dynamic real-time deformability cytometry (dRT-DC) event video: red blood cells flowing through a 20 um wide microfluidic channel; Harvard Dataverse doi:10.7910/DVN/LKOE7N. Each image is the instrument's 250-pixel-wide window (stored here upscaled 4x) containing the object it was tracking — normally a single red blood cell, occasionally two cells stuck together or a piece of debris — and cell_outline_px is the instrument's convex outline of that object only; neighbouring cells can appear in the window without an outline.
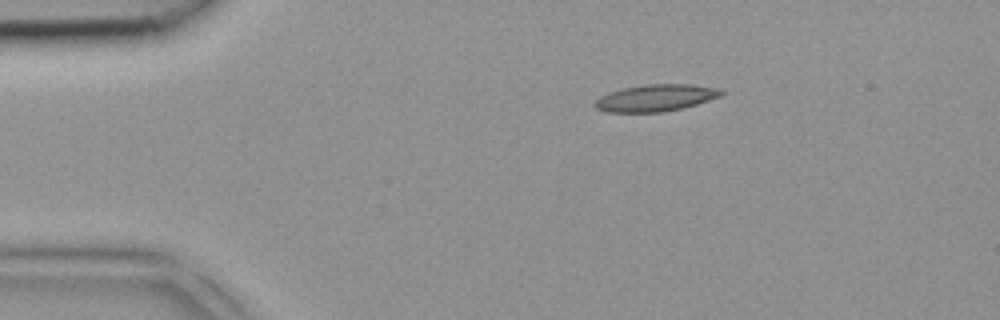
{"species": "common noctule bat (a hibernating species)", "species_latin": "Nyctalus noctula", "temperature_condition": "room temperature", "stored_images_in_passage": 2, "camera_frame_rate_fps": 3000, "um_per_image_px": 0.085, "animal": {"sex": "female", "body_mass_g": 18.4}, "frame": {"image": 1, "passage_image": 1, "time_ms": 0.0, "image_size_px": [1000, 320], "cell_outline_px": [[724, 96], [696, 104], [664, 112], [604, 112], [596, 108], [592, 104], [600, 96], [608, 92], [624, 88], [644, 84], [688, 84], [724, 88]], "centroid_in_image_um": [55.77, 8.31], "position_along_channel_um": 29.2, "area_um2": 20.06}}